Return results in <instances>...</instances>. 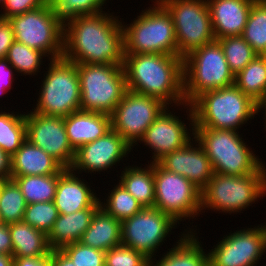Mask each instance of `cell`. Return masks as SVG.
Instances as JSON below:
<instances>
[{
    "mask_svg": "<svg viewBox=\"0 0 266 266\" xmlns=\"http://www.w3.org/2000/svg\"><path fill=\"white\" fill-rule=\"evenodd\" d=\"M63 57L76 64H124L122 21L113 13L80 16L64 26Z\"/></svg>",
    "mask_w": 266,
    "mask_h": 266,
    "instance_id": "1",
    "label": "cell"
},
{
    "mask_svg": "<svg viewBox=\"0 0 266 266\" xmlns=\"http://www.w3.org/2000/svg\"><path fill=\"white\" fill-rule=\"evenodd\" d=\"M123 68L127 90L157 98L169 107H182L186 103L182 57L124 54Z\"/></svg>",
    "mask_w": 266,
    "mask_h": 266,
    "instance_id": "2",
    "label": "cell"
},
{
    "mask_svg": "<svg viewBox=\"0 0 266 266\" xmlns=\"http://www.w3.org/2000/svg\"><path fill=\"white\" fill-rule=\"evenodd\" d=\"M190 105L194 115V128L238 131L258 115L257 103L235 84L203 92Z\"/></svg>",
    "mask_w": 266,
    "mask_h": 266,
    "instance_id": "3",
    "label": "cell"
},
{
    "mask_svg": "<svg viewBox=\"0 0 266 266\" xmlns=\"http://www.w3.org/2000/svg\"><path fill=\"white\" fill-rule=\"evenodd\" d=\"M142 10L130 24H122L124 54H168L178 56L173 19L158 1Z\"/></svg>",
    "mask_w": 266,
    "mask_h": 266,
    "instance_id": "4",
    "label": "cell"
},
{
    "mask_svg": "<svg viewBox=\"0 0 266 266\" xmlns=\"http://www.w3.org/2000/svg\"><path fill=\"white\" fill-rule=\"evenodd\" d=\"M241 135L230 129L194 128V138L206 152L214 173L222 175L243 176L264 166Z\"/></svg>",
    "mask_w": 266,
    "mask_h": 266,
    "instance_id": "5",
    "label": "cell"
},
{
    "mask_svg": "<svg viewBox=\"0 0 266 266\" xmlns=\"http://www.w3.org/2000/svg\"><path fill=\"white\" fill-rule=\"evenodd\" d=\"M266 196L265 165L243 176L214 173L201 191V214L207 208L219 213L237 214Z\"/></svg>",
    "mask_w": 266,
    "mask_h": 266,
    "instance_id": "6",
    "label": "cell"
},
{
    "mask_svg": "<svg viewBox=\"0 0 266 266\" xmlns=\"http://www.w3.org/2000/svg\"><path fill=\"white\" fill-rule=\"evenodd\" d=\"M43 75L33 112L44 116L66 117L81 110L77 64L64 57L50 59Z\"/></svg>",
    "mask_w": 266,
    "mask_h": 266,
    "instance_id": "7",
    "label": "cell"
},
{
    "mask_svg": "<svg viewBox=\"0 0 266 266\" xmlns=\"http://www.w3.org/2000/svg\"><path fill=\"white\" fill-rule=\"evenodd\" d=\"M183 77L186 104L203 92L235 84L218 40L194 49L183 58Z\"/></svg>",
    "mask_w": 266,
    "mask_h": 266,
    "instance_id": "8",
    "label": "cell"
},
{
    "mask_svg": "<svg viewBox=\"0 0 266 266\" xmlns=\"http://www.w3.org/2000/svg\"><path fill=\"white\" fill-rule=\"evenodd\" d=\"M81 110L111 115L126 88L123 65L77 64Z\"/></svg>",
    "mask_w": 266,
    "mask_h": 266,
    "instance_id": "9",
    "label": "cell"
},
{
    "mask_svg": "<svg viewBox=\"0 0 266 266\" xmlns=\"http://www.w3.org/2000/svg\"><path fill=\"white\" fill-rule=\"evenodd\" d=\"M158 1L173 19L179 57L215 40L207 0Z\"/></svg>",
    "mask_w": 266,
    "mask_h": 266,
    "instance_id": "10",
    "label": "cell"
},
{
    "mask_svg": "<svg viewBox=\"0 0 266 266\" xmlns=\"http://www.w3.org/2000/svg\"><path fill=\"white\" fill-rule=\"evenodd\" d=\"M154 208L173 217L178 223L201 214V191L182 175L154 163Z\"/></svg>",
    "mask_w": 266,
    "mask_h": 266,
    "instance_id": "11",
    "label": "cell"
},
{
    "mask_svg": "<svg viewBox=\"0 0 266 266\" xmlns=\"http://www.w3.org/2000/svg\"><path fill=\"white\" fill-rule=\"evenodd\" d=\"M8 20L16 41L40 50L48 60L63 57L64 27L54 18L48 4Z\"/></svg>",
    "mask_w": 266,
    "mask_h": 266,
    "instance_id": "12",
    "label": "cell"
},
{
    "mask_svg": "<svg viewBox=\"0 0 266 266\" xmlns=\"http://www.w3.org/2000/svg\"><path fill=\"white\" fill-rule=\"evenodd\" d=\"M177 224L179 225L173 217L161 210L143 207L121 222L122 245L142 253L150 260L157 256V249Z\"/></svg>",
    "mask_w": 266,
    "mask_h": 266,
    "instance_id": "13",
    "label": "cell"
},
{
    "mask_svg": "<svg viewBox=\"0 0 266 266\" xmlns=\"http://www.w3.org/2000/svg\"><path fill=\"white\" fill-rule=\"evenodd\" d=\"M167 107L161 100L127 90L111 116L112 129L132 147Z\"/></svg>",
    "mask_w": 266,
    "mask_h": 266,
    "instance_id": "14",
    "label": "cell"
},
{
    "mask_svg": "<svg viewBox=\"0 0 266 266\" xmlns=\"http://www.w3.org/2000/svg\"><path fill=\"white\" fill-rule=\"evenodd\" d=\"M183 107L188 110H186V113L188 115L187 120L190 121L188 124L189 127L184 123L186 119L181 121V117L179 118L175 113L170 112V107L167 106L139 140V143H144L143 145L152 149L150 151L152 152L151 158L153 160H150V163L158 162L166 154L183 148L194 139L193 110L190 104L185 103Z\"/></svg>",
    "mask_w": 266,
    "mask_h": 266,
    "instance_id": "15",
    "label": "cell"
},
{
    "mask_svg": "<svg viewBox=\"0 0 266 266\" xmlns=\"http://www.w3.org/2000/svg\"><path fill=\"white\" fill-rule=\"evenodd\" d=\"M223 237L208 253L209 266H257L263 258L262 225L236 230Z\"/></svg>",
    "mask_w": 266,
    "mask_h": 266,
    "instance_id": "16",
    "label": "cell"
},
{
    "mask_svg": "<svg viewBox=\"0 0 266 266\" xmlns=\"http://www.w3.org/2000/svg\"><path fill=\"white\" fill-rule=\"evenodd\" d=\"M29 112L25 113L26 139L43 149L63 168H70L75 150L69 143L64 118L44 116L31 110Z\"/></svg>",
    "mask_w": 266,
    "mask_h": 266,
    "instance_id": "17",
    "label": "cell"
},
{
    "mask_svg": "<svg viewBox=\"0 0 266 266\" xmlns=\"http://www.w3.org/2000/svg\"><path fill=\"white\" fill-rule=\"evenodd\" d=\"M133 151V147L127 143L115 130L111 129L104 136L91 143L80 146L75 151V157L70 169L81 174L105 172L116 166L117 163Z\"/></svg>",
    "mask_w": 266,
    "mask_h": 266,
    "instance_id": "18",
    "label": "cell"
},
{
    "mask_svg": "<svg viewBox=\"0 0 266 266\" xmlns=\"http://www.w3.org/2000/svg\"><path fill=\"white\" fill-rule=\"evenodd\" d=\"M197 143L195 138L192 139L183 148L166 154L158 163L167 171L187 178L202 191L212 178L214 170L203 147Z\"/></svg>",
    "mask_w": 266,
    "mask_h": 266,
    "instance_id": "19",
    "label": "cell"
},
{
    "mask_svg": "<svg viewBox=\"0 0 266 266\" xmlns=\"http://www.w3.org/2000/svg\"><path fill=\"white\" fill-rule=\"evenodd\" d=\"M70 168L58 178L54 198L59 214H70L87 208H100L99 198L91 189L90 184Z\"/></svg>",
    "mask_w": 266,
    "mask_h": 266,
    "instance_id": "20",
    "label": "cell"
},
{
    "mask_svg": "<svg viewBox=\"0 0 266 266\" xmlns=\"http://www.w3.org/2000/svg\"><path fill=\"white\" fill-rule=\"evenodd\" d=\"M255 0H207L215 40L241 35Z\"/></svg>",
    "mask_w": 266,
    "mask_h": 266,
    "instance_id": "21",
    "label": "cell"
},
{
    "mask_svg": "<svg viewBox=\"0 0 266 266\" xmlns=\"http://www.w3.org/2000/svg\"><path fill=\"white\" fill-rule=\"evenodd\" d=\"M64 124L69 143L75 151L80 146L104 136L112 129L110 115L83 110L64 117Z\"/></svg>",
    "mask_w": 266,
    "mask_h": 266,
    "instance_id": "22",
    "label": "cell"
},
{
    "mask_svg": "<svg viewBox=\"0 0 266 266\" xmlns=\"http://www.w3.org/2000/svg\"><path fill=\"white\" fill-rule=\"evenodd\" d=\"M187 229L160 259L151 258L149 266H209L208 252L204 251L201 240L199 242L197 229Z\"/></svg>",
    "mask_w": 266,
    "mask_h": 266,
    "instance_id": "23",
    "label": "cell"
},
{
    "mask_svg": "<svg viewBox=\"0 0 266 266\" xmlns=\"http://www.w3.org/2000/svg\"><path fill=\"white\" fill-rule=\"evenodd\" d=\"M10 160V176L52 175L63 168L53 157L27 139Z\"/></svg>",
    "mask_w": 266,
    "mask_h": 266,
    "instance_id": "24",
    "label": "cell"
},
{
    "mask_svg": "<svg viewBox=\"0 0 266 266\" xmlns=\"http://www.w3.org/2000/svg\"><path fill=\"white\" fill-rule=\"evenodd\" d=\"M98 209L87 208L70 214H59L47 235L51 249H61L65 245L79 242Z\"/></svg>",
    "mask_w": 266,
    "mask_h": 266,
    "instance_id": "25",
    "label": "cell"
},
{
    "mask_svg": "<svg viewBox=\"0 0 266 266\" xmlns=\"http://www.w3.org/2000/svg\"><path fill=\"white\" fill-rule=\"evenodd\" d=\"M81 243L104 252L122 244L121 221L107 214L101 207L95 212Z\"/></svg>",
    "mask_w": 266,
    "mask_h": 266,
    "instance_id": "26",
    "label": "cell"
},
{
    "mask_svg": "<svg viewBox=\"0 0 266 266\" xmlns=\"http://www.w3.org/2000/svg\"><path fill=\"white\" fill-rule=\"evenodd\" d=\"M8 226L13 257L37 258L50 255L52 249L48 244L47 234L26 224L23 220Z\"/></svg>",
    "mask_w": 266,
    "mask_h": 266,
    "instance_id": "27",
    "label": "cell"
},
{
    "mask_svg": "<svg viewBox=\"0 0 266 266\" xmlns=\"http://www.w3.org/2000/svg\"><path fill=\"white\" fill-rule=\"evenodd\" d=\"M125 166L118 181L143 207L155 204L154 163ZM142 167V168H141Z\"/></svg>",
    "mask_w": 266,
    "mask_h": 266,
    "instance_id": "28",
    "label": "cell"
},
{
    "mask_svg": "<svg viewBox=\"0 0 266 266\" xmlns=\"http://www.w3.org/2000/svg\"><path fill=\"white\" fill-rule=\"evenodd\" d=\"M62 168L52 175L10 176L18 187L27 204L54 201L59 176L65 171Z\"/></svg>",
    "mask_w": 266,
    "mask_h": 266,
    "instance_id": "29",
    "label": "cell"
},
{
    "mask_svg": "<svg viewBox=\"0 0 266 266\" xmlns=\"http://www.w3.org/2000/svg\"><path fill=\"white\" fill-rule=\"evenodd\" d=\"M235 85L258 104L266 96V55H257L235 75Z\"/></svg>",
    "mask_w": 266,
    "mask_h": 266,
    "instance_id": "30",
    "label": "cell"
},
{
    "mask_svg": "<svg viewBox=\"0 0 266 266\" xmlns=\"http://www.w3.org/2000/svg\"><path fill=\"white\" fill-rule=\"evenodd\" d=\"M108 0H47L54 18L64 27L80 16L96 15L103 11Z\"/></svg>",
    "mask_w": 266,
    "mask_h": 266,
    "instance_id": "31",
    "label": "cell"
},
{
    "mask_svg": "<svg viewBox=\"0 0 266 266\" xmlns=\"http://www.w3.org/2000/svg\"><path fill=\"white\" fill-rule=\"evenodd\" d=\"M0 110V148L12 156L26 140L25 113Z\"/></svg>",
    "mask_w": 266,
    "mask_h": 266,
    "instance_id": "32",
    "label": "cell"
},
{
    "mask_svg": "<svg viewBox=\"0 0 266 266\" xmlns=\"http://www.w3.org/2000/svg\"><path fill=\"white\" fill-rule=\"evenodd\" d=\"M241 36L258 55H266V1L252 4L245 29Z\"/></svg>",
    "mask_w": 266,
    "mask_h": 266,
    "instance_id": "33",
    "label": "cell"
},
{
    "mask_svg": "<svg viewBox=\"0 0 266 266\" xmlns=\"http://www.w3.org/2000/svg\"><path fill=\"white\" fill-rule=\"evenodd\" d=\"M43 57L44 60L46 59L45 57L48 58L40 50L32 49L15 40L10 46L5 59L15 69V72L21 74L20 76H34L40 73V67L43 65L42 62H45Z\"/></svg>",
    "mask_w": 266,
    "mask_h": 266,
    "instance_id": "34",
    "label": "cell"
},
{
    "mask_svg": "<svg viewBox=\"0 0 266 266\" xmlns=\"http://www.w3.org/2000/svg\"><path fill=\"white\" fill-rule=\"evenodd\" d=\"M107 194V199L99 200L100 207L109 215L123 221L138 213L143 206L120 184L117 183ZM104 202H103V201Z\"/></svg>",
    "mask_w": 266,
    "mask_h": 266,
    "instance_id": "35",
    "label": "cell"
},
{
    "mask_svg": "<svg viewBox=\"0 0 266 266\" xmlns=\"http://www.w3.org/2000/svg\"><path fill=\"white\" fill-rule=\"evenodd\" d=\"M217 40L223 49L230 71L234 76L258 55L241 35L222 37Z\"/></svg>",
    "mask_w": 266,
    "mask_h": 266,
    "instance_id": "36",
    "label": "cell"
},
{
    "mask_svg": "<svg viewBox=\"0 0 266 266\" xmlns=\"http://www.w3.org/2000/svg\"><path fill=\"white\" fill-rule=\"evenodd\" d=\"M27 202L13 179H8L0 194V213L3 224L22 221Z\"/></svg>",
    "mask_w": 266,
    "mask_h": 266,
    "instance_id": "37",
    "label": "cell"
},
{
    "mask_svg": "<svg viewBox=\"0 0 266 266\" xmlns=\"http://www.w3.org/2000/svg\"><path fill=\"white\" fill-rule=\"evenodd\" d=\"M58 215L59 213L54 201L38 202L27 204L23 221L48 235L52 230Z\"/></svg>",
    "mask_w": 266,
    "mask_h": 266,
    "instance_id": "38",
    "label": "cell"
},
{
    "mask_svg": "<svg viewBox=\"0 0 266 266\" xmlns=\"http://www.w3.org/2000/svg\"><path fill=\"white\" fill-rule=\"evenodd\" d=\"M61 250L75 266H105V252L84 245L80 241L65 245Z\"/></svg>",
    "mask_w": 266,
    "mask_h": 266,
    "instance_id": "39",
    "label": "cell"
},
{
    "mask_svg": "<svg viewBox=\"0 0 266 266\" xmlns=\"http://www.w3.org/2000/svg\"><path fill=\"white\" fill-rule=\"evenodd\" d=\"M105 266H149V259L121 244L105 252Z\"/></svg>",
    "mask_w": 266,
    "mask_h": 266,
    "instance_id": "40",
    "label": "cell"
},
{
    "mask_svg": "<svg viewBox=\"0 0 266 266\" xmlns=\"http://www.w3.org/2000/svg\"><path fill=\"white\" fill-rule=\"evenodd\" d=\"M46 4L47 0H5L4 4L1 6V10H4L1 12L0 18L8 20Z\"/></svg>",
    "mask_w": 266,
    "mask_h": 266,
    "instance_id": "41",
    "label": "cell"
},
{
    "mask_svg": "<svg viewBox=\"0 0 266 266\" xmlns=\"http://www.w3.org/2000/svg\"><path fill=\"white\" fill-rule=\"evenodd\" d=\"M15 36L9 20L0 18V58H6L10 46L14 43Z\"/></svg>",
    "mask_w": 266,
    "mask_h": 266,
    "instance_id": "42",
    "label": "cell"
},
{
    "mask_svg": "<svg viewBox=\"0 0 266 266\" xmlns=\"http://www.w3.org/2000/svg\"><path fill=\"white\" fill-rule=\"evenodd\" d=\"M14 68L5 58H0V96L12 89L14 78ZM8 90V91H7Z\"/></svg>",
    "mask_w": 266,
    "mask_h": 266,
    "instance_id": "43",
    "label": "cell"
},
{
    "mask_svg": "<svg viewBox=\"0 0 266 266\" xmlns=\"http://www.w3.org/2000/svg\"><path fill=\"white\" fill-rule=\"evenodd\" d=\"M0 254L12 255V242L9 226L0 224Z\"/></svg>",
    "mask_w": 266,
    "mask_h": 266,
    "instance_id": "44",
    "label": "cell"
},
{
    "mask_svg": "<svg viewBox=\"0 0 266 266\" xmlns=\"http://www.w3.org/2000/svg\"><path fill=\"white\" fill-rule=\"evenodd\" d=\"M13 266H52L49 256L37 258L14 257Z\"/></svg>",
    "mask_w": 266,
    "mask_h": 266,
    "instance_id": "45",
    "label": "cell"
},
{
    "mask_svg": "<svg viewBox=\"0 0 266 266\" xmlns=\"http://www.w3.org/2000/svg\"><path fill=\"white\" fill-rule=\"evenodd\" d=\"M49 258L52 266H75L61 249L51 250Z\"/></svg>",
    "mask_w": 266,
    "mask_h": 266,
    "instance_id": "46",
    "label": "cell"
},
{
    "mask_svg": "<svg viewBox=\"0 0 266 266\" xmlns=\"http://www.w3.org/2000/svg\"><path fill=\"white\" fill-rule=\"evenodd\" d=\"M11 156L0 148V176L10 179Z\"/></svg>",
    "mask_w": 266,
    "mask_h": 266,
    "instance_id": "47",
    "label": "cell"
},
{
    "mask_svg": "<svg viewBox=\"0 0 266 266\" xmlns=\"http://www.w3.org/2000/svg\"><path fill=\"white\" fill-rule=\"evenodd\" d=\"M13 255L0 254V266H13Z\"/></svg>",
    "mask_w": 266,
    "mask_h": 266,
    "instance_id": "48",
    "label": "cell"
},
{
    "mask_svg": "<svg viewBox=\"0 0 266 266\" xmlns=\"http://www.w3.org/2000/svg\"><path fill=\"white\" fill-rule=\"evenodd\" d=\"M261 110L264 111L262 112L264 113V116H265L263 119H265L264 121L266 122V96L257 104V112H260ZM265 128H266V125H265Z\"/></svg>",
    "mask_w": 266,
    "mask_h": 266,
    "instance_id": "49",
    "label": "cell"
},
{
    "mask_svg": "<svg viewBox=\"0 0 266 266\" xmlns=\"http://www.w3.org/2000/svg\"><path fill=\"white\" fill-rule=\"evenodd\" d=\"M8 179H9V178H7V177H2V176H0V194H1V191H2V188H3L4 184H5V182H6Z\"/></svg>",
    "mask_w": 266,
    "mask_h": 266,
    "instance_id": "50",
    "label": "cell"
},
{
    "mask_svg": "<svg viewBox=\"0 0 266 266\" xmlns=\"http://www.w3.org/2000/svg\"><path fill=\"white\" fill-rule=\"evenodd\" d=\"M263 231H264V236H265V252H266V223L265 225H262Z\"/></svg>",
    "mask_w": 266,
    "mask_h": 266,
    "instance_id": "51",
    "label": "cell"
},
{
    "mask_svg": "<svg viewBox=\"0 0 266 266\" xmlns=\"http://www.w3.org/2000/svg\"><path fill=\"white\" fill-rule=\"evenodd\" d=\"M5 0H0V5L2 6L4 4Z\"/></svg>",
    "mask_w": 266,
    "mask_h": 266,
    "instance_id": "52",
    "label": "cell"
},
{
    "mask_svg": "<svg viewBox=\"0 0 266 266\" xmlns=\"http://www.w3.org/2000/svg\"><path fill=\"white\" fill-rule=\"evenodd\" d=\"M3 222H2V217H1V213H0V224H2Z\"/></svg>",
    "mask_w": 266,
    "mask_h": 266,
    "instance_id": "53",
    "label": "cell"
}]
</instances>
